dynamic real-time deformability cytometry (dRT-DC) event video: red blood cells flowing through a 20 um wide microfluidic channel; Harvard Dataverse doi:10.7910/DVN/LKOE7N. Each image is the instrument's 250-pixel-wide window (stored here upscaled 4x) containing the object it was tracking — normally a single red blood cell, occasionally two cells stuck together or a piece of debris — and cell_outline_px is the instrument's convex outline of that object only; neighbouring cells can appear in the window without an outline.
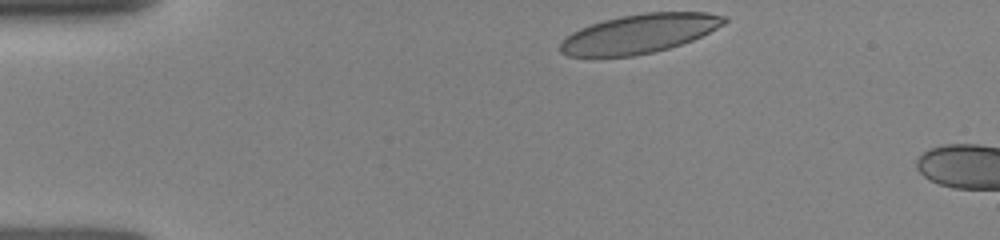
{"species": "human", "species_latin": "Homo sapiens", "temperature_condition": "room temperature", "stored_images_in_passage": 7, "camera_frame_rate_fps": 3000, "um_per_image_px": 0.085, "donor": {"sex": "female"}, "frame": {"image": 1, "passage_image": 1, "time_ms": 0.0, "image_size_px": [1000, 240], "cell_outline_px": [[728, 20], [724, 24], [692, 40], [668, 48], [652, 52], [632, 56], [592, 60], [568, 56], [560, 52], [560, 44], [572, 32], [580, 28], [604, 20], [620, 16], [644, 12], [708, 12], [728, 16]], "centroid_in_image_um": [54.28, 2.89], "position_along_channel_um": 30.7, "area_um2": 37.92}}